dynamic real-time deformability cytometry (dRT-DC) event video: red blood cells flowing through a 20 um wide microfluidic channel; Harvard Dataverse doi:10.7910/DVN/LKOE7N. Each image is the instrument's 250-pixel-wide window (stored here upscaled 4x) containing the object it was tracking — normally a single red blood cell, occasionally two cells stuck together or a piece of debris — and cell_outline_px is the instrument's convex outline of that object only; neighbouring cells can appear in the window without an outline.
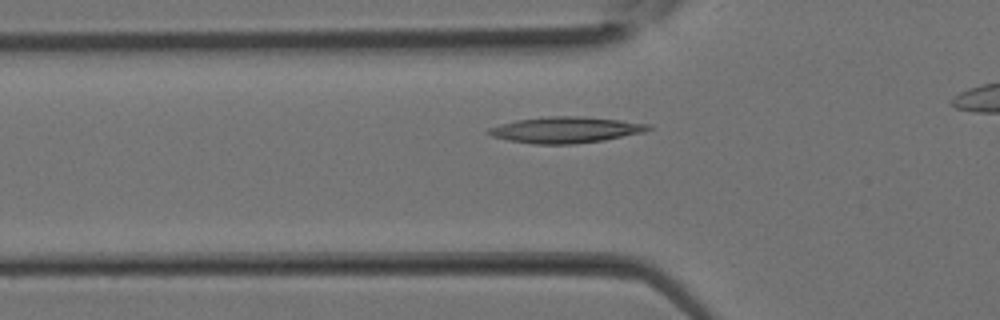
{"species": "Egyptian fruit bat (a non-hibernating species)", "species_latin": "Rousettus aegyptiacus", "temperature_condition": "room temperature", "stored_images_in_passage": 9, "camera_frame_rate_fps": 3000, "um_per_image_px": 0.085, "animal": {"sex": "female"}, "frame": {"image": 1, "passage_image": 7, "time_ms": 2.0, "image_size_px": [1000, 320], "cell_outline_px": [[652, 128], [644, 132], [604, 140], [576, 144], [532, 144], [508, 140], [492, 136], [484, 132], [488, 128], [500, 124], [520, 120], [548, 116], [580, 116], [620, 120], [652, 124]], "centroid_in_image_um": [48.09, 11.04], "position_along_channel_um": 77.7, "area_um2": 24.33}}